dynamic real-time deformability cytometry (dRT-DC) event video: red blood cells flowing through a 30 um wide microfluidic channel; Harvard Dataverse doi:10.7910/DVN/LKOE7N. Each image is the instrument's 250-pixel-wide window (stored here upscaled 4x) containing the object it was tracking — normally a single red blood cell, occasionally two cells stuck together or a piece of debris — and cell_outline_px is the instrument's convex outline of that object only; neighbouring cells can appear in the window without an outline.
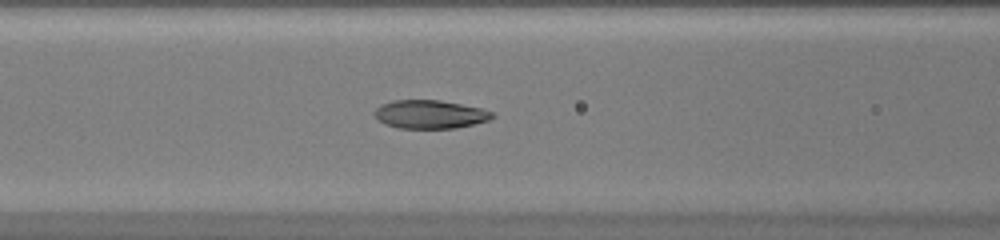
{"species": "common noctule bat (a hibernating species)", "species_latin": "Nyctalus noctula", "temperature_condition": "warm", "stored_images_in_passage": 46, "camera_frame_rate_fps": 3000, "um_per_image_px": 0.085, "animal": {"sex": "female", "body_mass_g": 20.0, "forearm_length_mm": 54.0}, "frame": {"image": 1, "passage_image": 20, "time_ms": 6.333, "image_size_px": [1000, 240], "cell_outline_px": [[496, 116], [488, 120], [456, 128], [396, 128], [384, 124], [372, 112], [380, 104], [392, 100], [440, 100], [480, 108], [492, 112]], "centroid_in_image_um": [36.51, 9.71], "position_along_channel_um": 130.1, "area_um2": 19.48}}
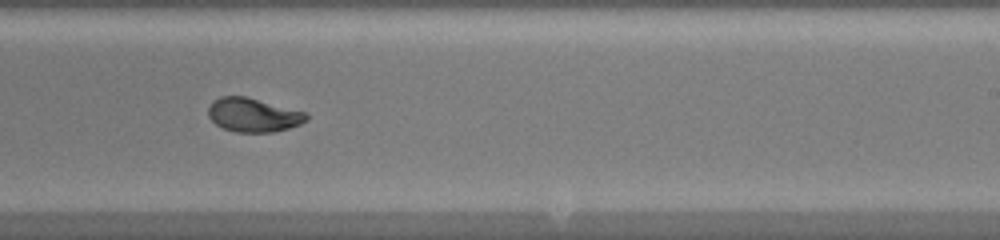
{"frame": {"image": 2, "passage_image": 29, "time_ms": 9.333, "image_size_px": [1000, 240], "cell_outline_px": [[308, 120], [300, 124], [288, 128], [272, 132], [236, 132], [224, 128], [216, 124], [208, 116], [208, 108], [212, 100], [220, 96], [248, 96], [308, 112]], "centroid_in_image_um": [21.55, 9.75], "position_along_channel_um": 267.5, "area_um2": 19.65}}
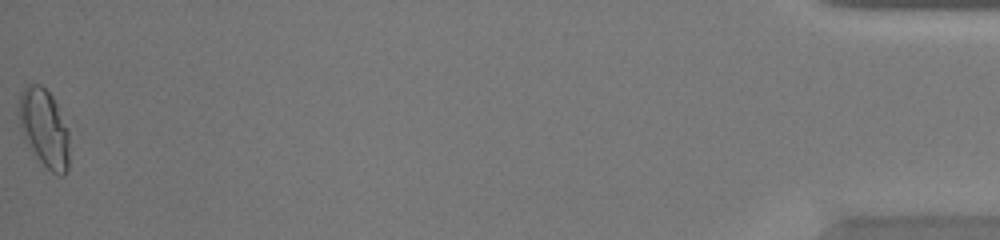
{"frame": {"image": 3, "passage_image": 46, "time_ms": 15.0, "image_size_px": [1000, 240], "cell_outline_px": [[68, 168], [64, 176], [60, 176], [52, 172], [36, 160], [20, 128], [16, 108], [20, 92], [28, 84], [40, 84], [52, 96], [68, 128]], "centroid_in_image_um": [3.72, 10.89], "position_along_channel_um": 431.5, "area_um2": 23.35}}